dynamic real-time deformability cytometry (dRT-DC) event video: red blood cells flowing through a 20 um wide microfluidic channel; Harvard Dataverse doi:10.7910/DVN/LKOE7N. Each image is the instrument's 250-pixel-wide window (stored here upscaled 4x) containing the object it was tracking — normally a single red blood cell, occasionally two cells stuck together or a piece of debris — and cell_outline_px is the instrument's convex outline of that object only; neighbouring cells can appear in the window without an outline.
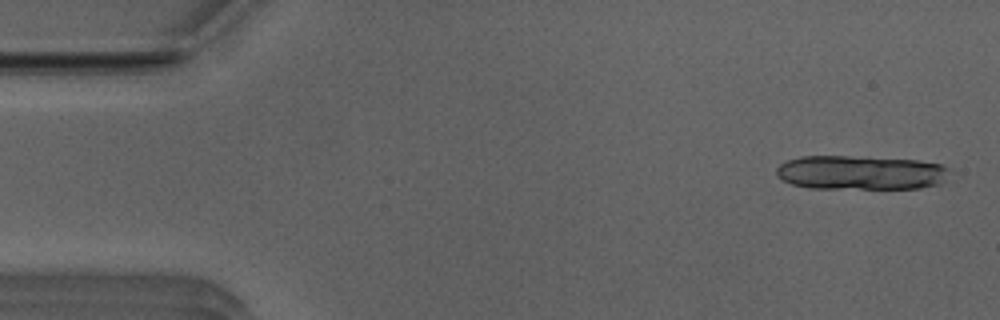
{"species": "Egyptian fruit bat (a non-hibernating species)", "species_latin": "Rousettus aegyptiacus", "temperature_condition": "room temperature", "stored_images_in_passage": 13, "camera_frame_rate_fps": 3000, "um_per_image_px": 0.085, "animal": {"sex": "male"}, "frame": {"image": 1, "passage_image": 2, "time_ms": 0.333, "image_size_px": [1000, 320], "cell_outline_px": [[952, 168], [944, 180], [936, 184], [920, 188], [808, 188], [792, 184], [780, 180], [776, 176], [776, 168], [780, 164], [788, 160], [800, 156], [868, 156], [916, 160], [940, 164]], "centroid_in_image_um": [73.13, 14.66], "position_along_channel_um": 11.9, "area_um2": 34.85}}